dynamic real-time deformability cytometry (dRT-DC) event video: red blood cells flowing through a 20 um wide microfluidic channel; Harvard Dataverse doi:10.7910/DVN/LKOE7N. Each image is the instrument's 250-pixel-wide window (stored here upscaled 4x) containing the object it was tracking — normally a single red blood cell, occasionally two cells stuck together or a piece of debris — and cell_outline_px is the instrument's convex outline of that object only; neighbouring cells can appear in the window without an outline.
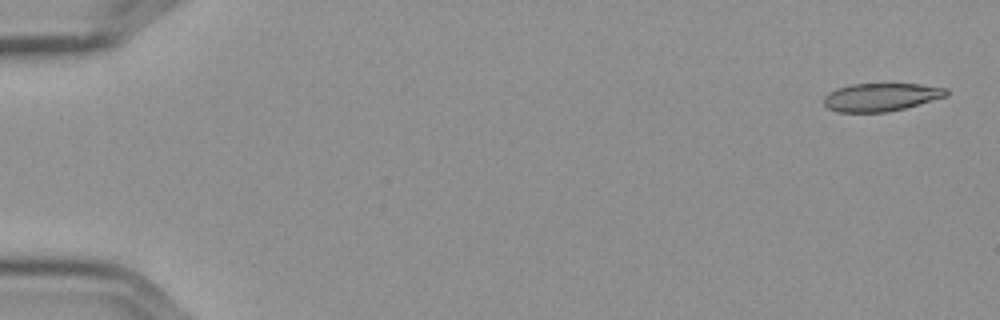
{"species": "Egyptian fruit bat (a non-hibernating species)", "species_latin": "Rousettus aegyptiacus", "temperature_condition": "cold", "stored_images_in_passage": 6, "camera_frame_rate_fps": 3000, "um_per_image_px": 0.085, "frame": {"image": 1, "passage_image": 1, "time_ms": 0.0, "image_size_px": [1000, 320], "cell_outline_px": [[948, 96], [904, 108], [884, 112], [840, 112], [828, 108], [824, 104], [824, 96], [828, 92], [836, 88], [852, 84], [920, 84], [948, 88]], "centroid_in_image_um": [74.89, 8.24], "position_along_channel_um": 10.1, "area_um2": 20.0}}
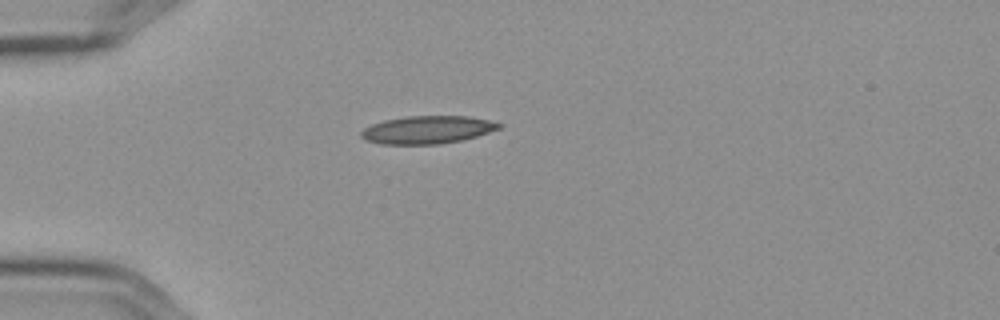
{"frame": {"image": 2, "passage_image": 5, "time_ms": 1.333, "image_size_px": [1000, 320], "cell_outline_px": [[504, 124], [500, 128], [476, 136], [460, 140], [440, 144], [380, 144], [364, 140], [360, 136], [360, 132], [364, 128], [372, 124], [384, 120], [404, 116], [468, 116], [488, 120]], "centroid_in_image_um": [36.29, 11.03], "position_along_channel_um": 48.7, "area_um2": 22.37}}